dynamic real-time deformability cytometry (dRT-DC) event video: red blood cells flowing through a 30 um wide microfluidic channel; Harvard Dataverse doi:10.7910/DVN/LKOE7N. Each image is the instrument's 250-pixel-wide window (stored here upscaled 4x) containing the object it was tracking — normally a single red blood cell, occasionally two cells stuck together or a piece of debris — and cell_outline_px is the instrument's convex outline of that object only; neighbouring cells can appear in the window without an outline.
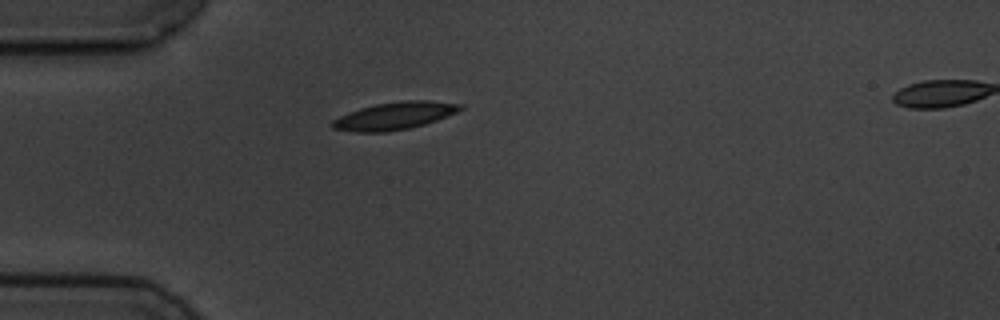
{"species": "common noctule bat (a hibernating species)", "species_latin": "Nyctalus noctula", "temperature_condition": "cold", "stored_images_in_passage": 2, "camera_frame_rate_fps": 3000, "um_per_image_px": 0.085, "animal": {"sex": "male", "body_mass_g": 19.5, "forearm_length_mm": 54.6}, "frame": {"image": 1, "passage_image": 1, "time_ms": 0.0, "image_size_px": [1000, 320], "cell_outline_px": [[464, 108], [456, 112], [436, 120], [424, 124], [408, 128], [384, 132], [356, 132], [332, 128], [328, 124], [332, 120], [340, 116], [360, 108], [376, 104], [404, 100], [428, 100], [464, 104]], "centroid_in_image_um": [33.53, 9.84], "position_along_channel_um": 51.5, "area_um2": 20.4}}